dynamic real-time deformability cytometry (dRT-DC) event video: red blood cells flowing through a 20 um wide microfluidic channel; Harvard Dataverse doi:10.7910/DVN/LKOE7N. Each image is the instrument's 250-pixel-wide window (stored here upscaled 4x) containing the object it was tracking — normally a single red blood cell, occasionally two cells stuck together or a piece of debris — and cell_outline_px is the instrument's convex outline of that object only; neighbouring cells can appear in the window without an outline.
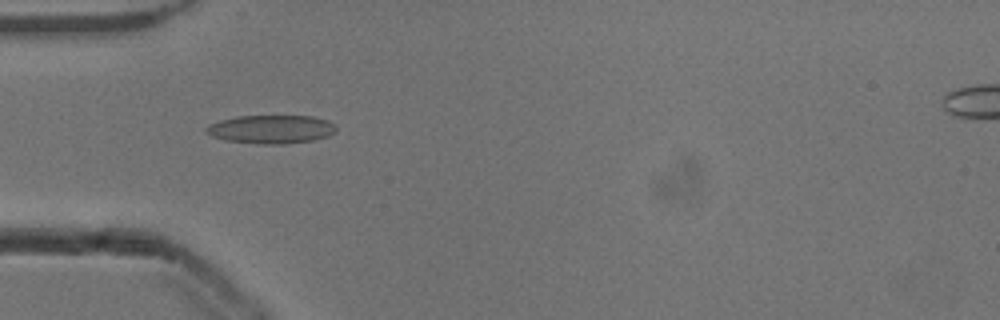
{"species": "common noctule bat (a hibernating species)", "species_latin": "Nyctalus noctula", "temperature_condition": "cold", "stored_images_in_passage": 54, "camera_frame_rate_fps": 3000, "um_per_image_px": 0.085, "animal": {"sex": "male", "body_mass_g": 13.3}, "frame": {"image": 1, "passage_image": 17, "time_ms": 5.333, "image_size_px": [1000, 320], "cell_outline_px": [[336, 132], [328, 136], [312, 140], [284, 144], [256, 144], [224, 140], [212, 136], [204, 132], [204, 128], [208, 124], [220, 120], [236, 116], [312, 116], [328, 120], [336, 124]], "centroid_in_image_um": [23.03, 10.99], "position_along_channel_um": 62.0, "area_um2": 21.85}}
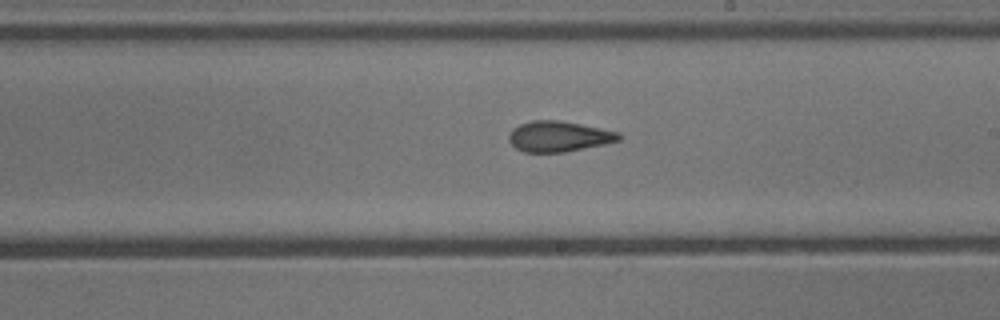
{"frame": {"image": 2, "passage_image": 31, "time_ms": 10.0, "image_size_px": [1000, 320], "cell_outline_px": [[620, 140], [604, 144], [564, 152], [524, 152], [516, 148], [508, 140], [508, 136], [512, 128], [520, 124], [532, 120], [560, 120], [620, 132]], "centroid_in_image_um": [47.47, 11.59], "position_along_channel_um": 241.5, "area_um2": 19.54}}
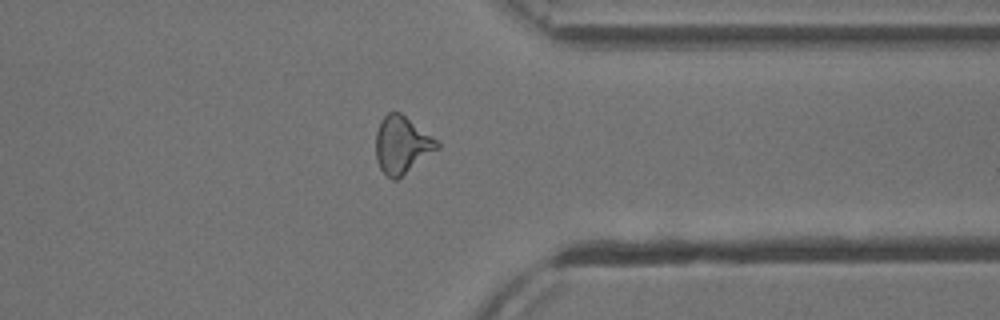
{"frame": {"image": 3, "passage_image": 42, "time_ms": 13.667, "image_size_px": [1000, 320], "cell_outline_px": [[440, 148], [396, 180], [392, 180], [380, 168], [376, 160], [376, 132], [380, 120], [388, 112], [400, 112], [436, 140], [440, 144]], "centroid_in_image_um": [34.14, 12.32], "position_along_channel_um": 377.3, "area_um2": 20.23}, "authors_computed_cell_mechanics": {"area_um2": 19.8543, "velocity_mm_per_s": 3.8688, "shape_relaxation_time_tau1_ms": 7.2393, "shape_relaxation_time_tau2_ms": 1.7213, "deformation_change_tau1": 0.1992, "deformation_change_tau2": 0.1044}}